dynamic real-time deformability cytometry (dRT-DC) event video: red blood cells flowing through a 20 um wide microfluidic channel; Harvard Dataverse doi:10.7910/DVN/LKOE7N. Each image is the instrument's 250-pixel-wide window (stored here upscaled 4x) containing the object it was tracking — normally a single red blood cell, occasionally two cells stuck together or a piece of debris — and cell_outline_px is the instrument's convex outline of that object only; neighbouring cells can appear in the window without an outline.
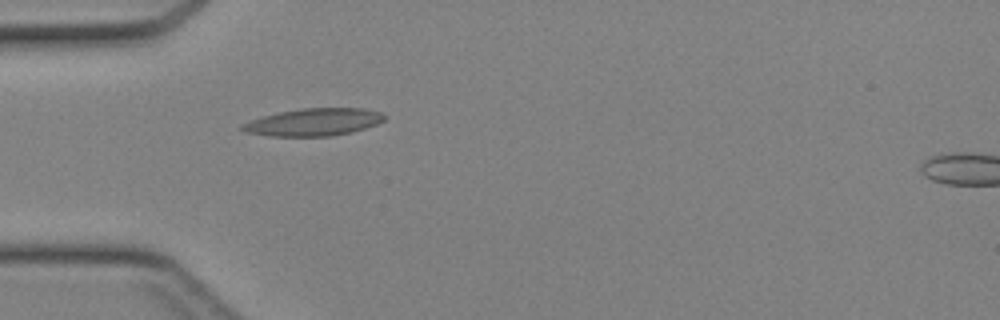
{"species": "Egyptian fruit bat (a non-hibernating species)", "species_latin": "Rousettus aegyptiacus", "temperature_condition": "cold", "stored_images_in_passage": 31, "camera_frame_rate_fps": 3000, "um_per_image_px": 0.085, "animal": {"sex": "female"}, "frame": {"image": 1, "passage_image": 1, "time_ms": 0.0, "image_size_px": [1000, 320], "cell_outline_px": [[384, 120], [376, 124], [352, 132], [332, 136], [272, 136], [244, 132], [240, 128], [240, 124], [264, 116], [280, 112], [304, 108], [364, 108], [380, 112], [384, 116]], "centroid_in_image_um": [26.65, 10.38], "position_along_channel_um": 58.4, "area_um2": 22.54}}
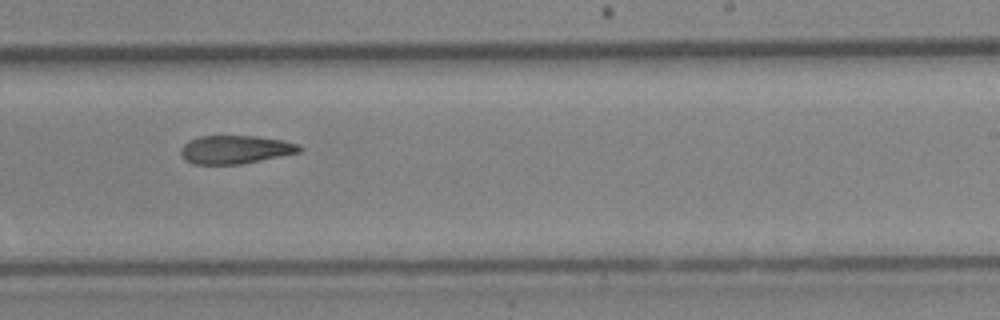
{"frame": {"image": 2, "passage_image": 15, "time_ms": 4.667, "image_size_px": [1000, 320], "cell_outline_px": [[300, 152], [240, 164], [192, 164], [184, 160], [180, 152], [180, 148], [184, 144], [200, 136], [256, 136], [280, 140], [300, 144]], "centroid_in_image_um": [19.96, 12.71], "position_along_channel_um": 269.0, "area_um2": 19.36}}
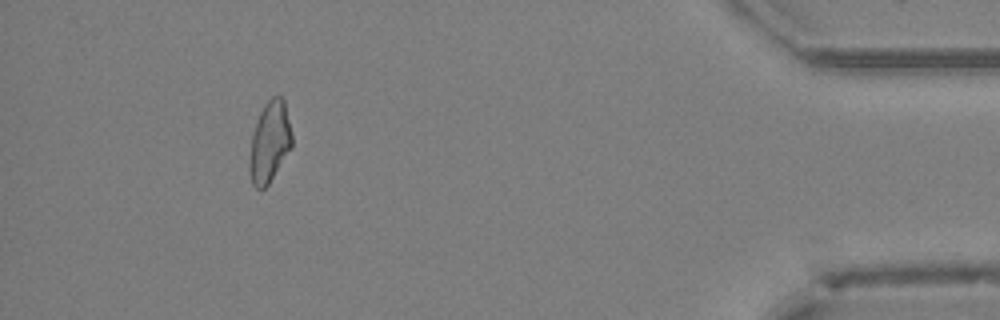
{"frame": {"image": 3, "passage_image": 28, "time_ms": 9.0, "image_size_px": [1000, 320], "cell_outline_px": [[292, 148], [268, 184], [264, 188], [256, 188], [252, 184], [248, 172], [248, 164], [252, 136], [256, 120], [264, 104], [272, 96], [280, 96], [284, 100], [292, 136]], "centroid_in_image_um": [22.9, 12.09], "position_along_channel_um": 412.3, "area_um2": 20.06}}